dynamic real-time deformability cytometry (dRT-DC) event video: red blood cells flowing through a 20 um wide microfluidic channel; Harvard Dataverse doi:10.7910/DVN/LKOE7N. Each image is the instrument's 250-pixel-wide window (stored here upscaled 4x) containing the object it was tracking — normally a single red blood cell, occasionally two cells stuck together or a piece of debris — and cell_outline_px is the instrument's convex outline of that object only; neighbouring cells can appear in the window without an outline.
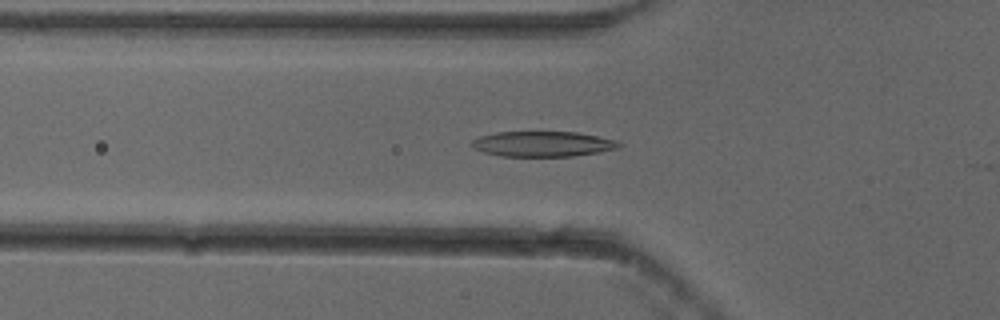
{"species": "common noctule bat (a hibernating species)", "species_latin": "Nyctalus noctula", "temperature_condition": "cold", "stored_images_in_passage": 45, "camera_frame_rate_fps": 3000, "um_per_image_px": 0.085, "animal": {"sex": "female"}, "frame": {"image": 1, "passage_image": 18, "time_ms": 5.667, "image_size_px": [1000, 320], "cell_outline_px": [[624, 144], [616, 148], [600, 152], [572, 156], [500, 156], [484, 152], [468, 144], [472, 140], [480, 136], [496, 132], [576, 132], [616, 140]], "centroid_in_image_um": [46.12, 12.23], "position_along_channel_um": 79.7, "area_um2": 21.62}}
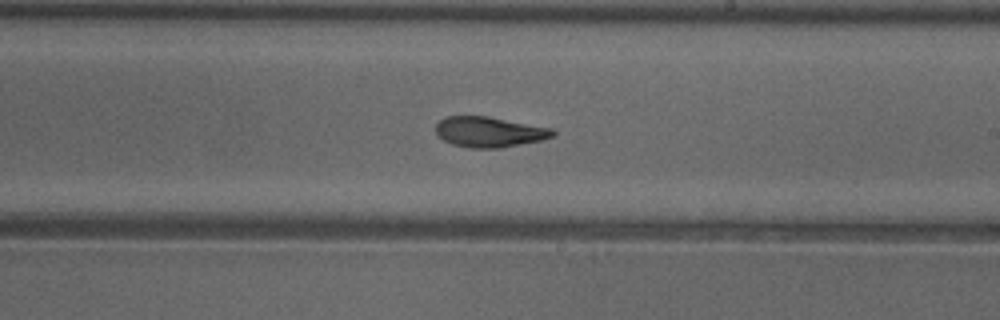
{"frame": {"image": 2, "passage_image": 31, "time_ms": 10.0, "image_size_px": [1000, 320], "cell_outline_px": [[556, 136], [540, 140], [500, 148], [468, 148], [452, 144], [444, 140], [436, 132], [436, 124], [444, 116], [488, 116], [552, 128], [556, 132]], "centroid_in_image_um": [41.6, 11.21], "position_along_channel_um": 247.4, "area_um2": 20.75}}
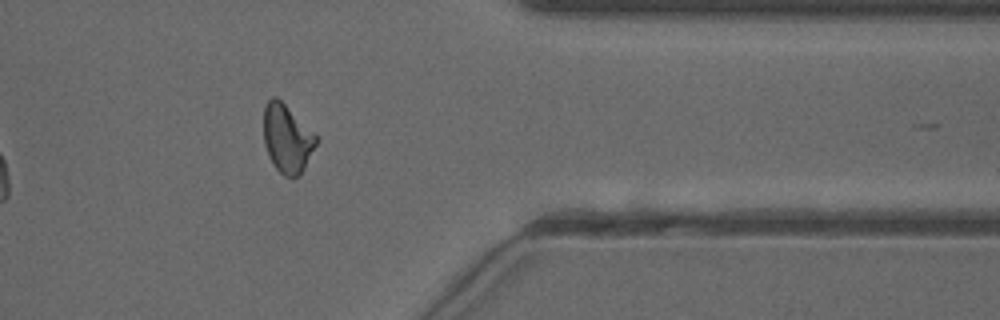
{"frame": {"image": 3, "passage_image": 43, "time_ms": 14.0, "image_size_px": [1000, 320], "cell_outline_px": [[316, 144], [300, 176], [284, 176], [272, 164], [268, 156], [264, 144], [264, 104], [272, 96], [276, 96], [316, 136]], "centroid_in_image_um": [24.35, 11.79], "position_along_channel_um": 387.0, "area_um2": 20.46}}